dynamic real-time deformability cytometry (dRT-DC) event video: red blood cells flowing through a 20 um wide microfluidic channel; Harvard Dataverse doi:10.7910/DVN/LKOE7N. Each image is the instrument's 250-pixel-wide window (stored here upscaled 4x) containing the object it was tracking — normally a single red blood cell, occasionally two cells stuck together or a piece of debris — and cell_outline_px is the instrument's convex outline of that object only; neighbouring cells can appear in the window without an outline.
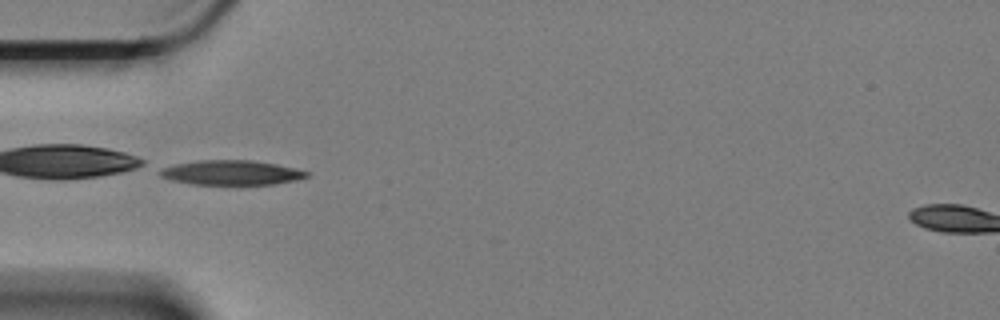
{"species": "Egyptian fruit bat (a non-hibernating species)", "species_latin": "Rousettus aegyptiacus", "temperature_condition": "cold", "stored_images_in_passage": 2, "camera_frame_rate_fps": 3000, "um_per_image_px": 0.085, "animal": {"sex": "female"}, "frame": {"image": 1, "passage_image": 1, "time_ms": 0.0, "image_size_px": [1000, 320], "cell_outline_px": [[308, 176], [296, 180], [276, 184], [192, 184], [172, 180], [160, 176], [160, 172], [164, 168], [176, 164], [200, 160], [252, 160], [276, 164], [296, 168], [308, 172]], "centroid_in_image_um": [19.7, 14.67], "position_along_channel_um": 65.3, "area_um2": 20.81}}